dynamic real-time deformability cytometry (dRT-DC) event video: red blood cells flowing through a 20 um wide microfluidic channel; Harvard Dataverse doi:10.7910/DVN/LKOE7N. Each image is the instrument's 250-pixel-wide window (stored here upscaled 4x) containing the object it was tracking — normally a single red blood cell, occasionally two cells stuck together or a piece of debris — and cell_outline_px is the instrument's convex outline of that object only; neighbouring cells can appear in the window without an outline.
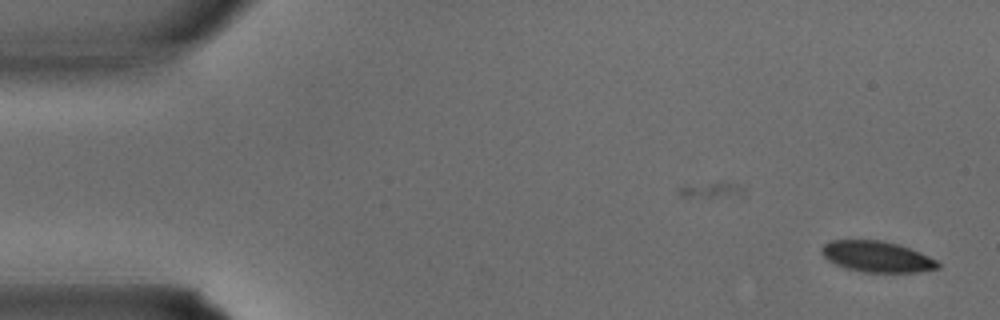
{"species": "common noctule bat (a hibernating species)", "species_latin": "Nyctalus noctula", "temperature_condition": "warm", "stored_images_in_passage": 31, "camera_frame_rate_fps": 3000, "um_per_image_px": 0.085, "animal": {"sex": "male", "body_mass_g": 15.6}, "frame": {"image": 1, "passage_image": 1, "time_ms": 0.0, "image_size_px": [1000, 320], "cell_outline_px": [[940, 268], [916, 272], [864, 272], [844, 268], [828, 260], [820, 252], [820, 248], [828, 240], [884, 240], [900, 244], [920, 252], [936, 260], [940, 264]], "centroid_in_image_um": [74.52, 21.8], "position_along_channel_um": 10.5, "area_um2": 21.15}}
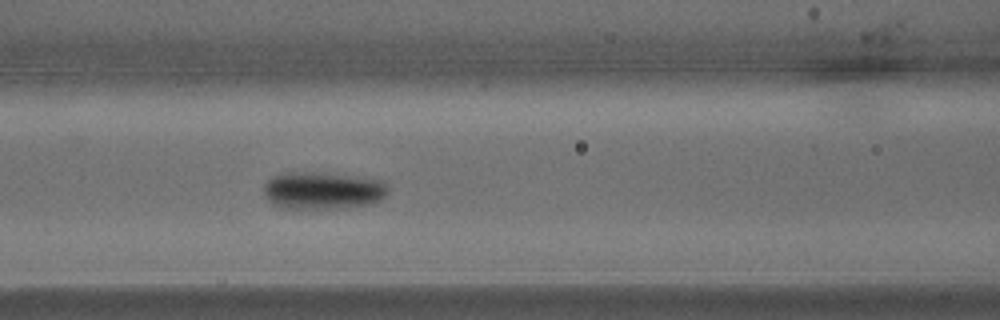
{"frame": {"image": 2, "passage_image": 14, "time_ms": 4.333, "image_size_px": [1000, 320], "cell_outline_px": [[388, 192], [380, 200], [368, 204], [336, 208], [284, 208], [272, 204], [264, 196], [264, 184], [272, 176], [288, 172], [320, 172], [356, 176], [384, 180], [388, 184]], "centroid_in_image_um": [27.43, 16.17], "position_along_channel_um": 139.2, "area_um2": 27.22}}
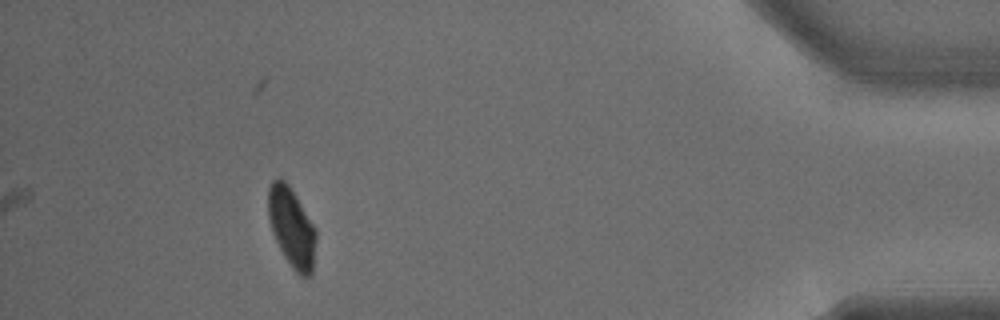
{"frame": {"image": 3, "passage_image": 31, "time_ms": 10.0, "image_size_px": [1000, 320], "cell_outline_px": [[316, 240], [312, 272], [308, 276], [300, 276], [292, 268], [284, 256], [272, 232], [268, 216], [268, 188], [272, 180], [276, 176], [280, 176], [288, 184], [296, 196], [316, 228]], "centroid_in_image_um": [24.78, 19.29], "position_along_channel_um": 410.4, "area_um2": 22.2}}